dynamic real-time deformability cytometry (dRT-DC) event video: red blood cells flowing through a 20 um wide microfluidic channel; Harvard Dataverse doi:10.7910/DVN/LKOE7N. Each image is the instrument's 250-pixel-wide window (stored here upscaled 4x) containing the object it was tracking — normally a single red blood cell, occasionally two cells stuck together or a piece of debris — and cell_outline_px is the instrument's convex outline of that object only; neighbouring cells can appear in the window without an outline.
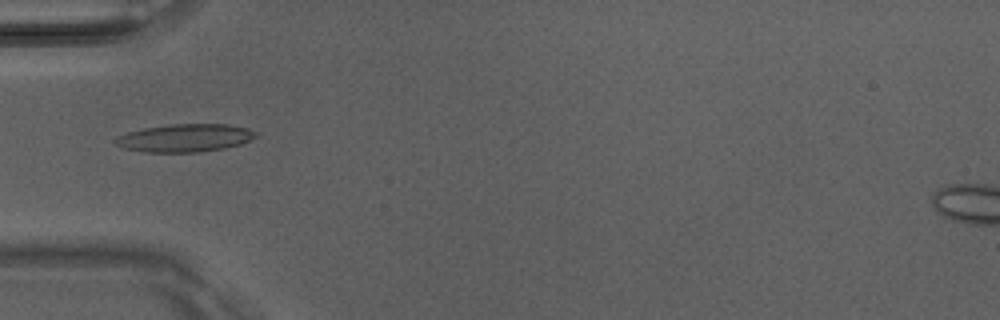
{"species": "Egyptian fruit bat (a non-hibernating species)", "species_latin": "Rousettus aegyptiacus", "temperature_condition": "room temperature", "stored_images_in_passage": 6, "camera_frame_rate_fps": 3000, "um_per_image_px": 0.085, "animal": {"sex": "male"}, "frame": {"image": 1, "passage_image": 5, "time_ms": 1.333, "image_size_px": [1000, 320], "cell_outline_px": [[260, 136], [240, 144], [224, 148], [200, 152], [144, 152], [124, 148], [116, 144], [112, 140], [128, 132], [144, 128], [172, 124], [228, 124], [248, 128], [256, 132]], "centroid_in_image_um": [15.76, 11.72], "position_along_channel_um": 69.2, "area_um2": 22.83}}